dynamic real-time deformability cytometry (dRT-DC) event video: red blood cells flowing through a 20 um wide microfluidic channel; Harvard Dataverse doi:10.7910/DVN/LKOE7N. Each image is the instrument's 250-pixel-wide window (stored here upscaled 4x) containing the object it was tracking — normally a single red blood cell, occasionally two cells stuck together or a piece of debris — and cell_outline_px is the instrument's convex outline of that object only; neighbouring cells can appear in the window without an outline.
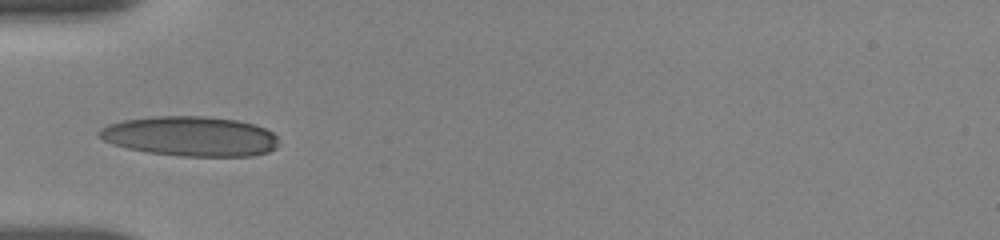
{"species": "human", "species_latin": "Homo sapiens", "temperature_condition": "room temperature", "stored_images_in_passage": 36, "camera_frame_rate_fps": 3000, "um_per_image_px": 0.085, "donor": {"sex": "female"}, "frame": {"image": 1, "passage_image": 1, "time_ms": 0.0, "image_size_px": [1000, 240], "cell_outline_px": [[280, 144], [276, 148], [268, 152], [252, 156], [180, 156], [148, 152], [128, 148], [112, 144], [104, 140], [96, 132], [100, 128], [108, 124], [124, 120], [152, 116], [204, 116], [236, 120], [256, 124], [272, 132], [276, 136]], "centroid_in_image_um": [16.2, 11.58], "position_along_channel_um": 68.8, "area_um2": 41.85}}
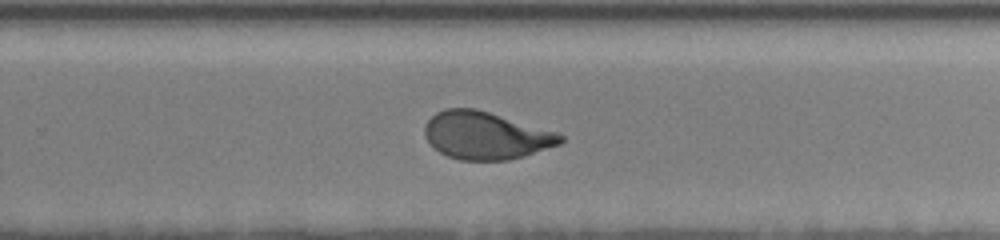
{"frame": {"image": 2, "passage_image": 22, "time_ms": 6.0, "image_size_px": [1000, 240], "cell_outline_px": [[564, 140], [560, 144], [524, 156], [508, 160], [460, 160], [448, 156], [440, 152], [424, 136], [424, 124], [436, 112], [444, 108], [476, 108], [556, 132], [564, 136]], "centroid_in_image_um": [41.28, 11.51], "position_along_channel_um": 288.5, "area_um2": 37.45}}
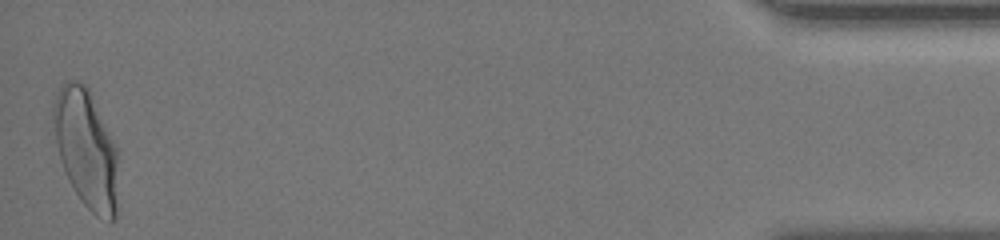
{"frame": {"image": 3, "passage_image": 36, "time_ms": 12.0, "image_size_px": [1000, 240], "cell_outline_px": [[120, 152], [116, 220], [108, 220], [96, 216], [80, 200], [64, 168], [60, 156], [56, 140], [52, 116], [52, 108], [60, 84], [68, 80], [76, 80], [84, 84], [88, 88]], "centroid_in_image_um": [7.38, 12.65], "position_along_channel_um": 427.8, "area_um2": 45.08}, "authors_computed_cell_mechanics": {"area_um2": 38.3214, "velocity_mm_per_s": 3.6752, "shape_relaxation_time_tau1_ms": 5.0053, "shape_relaxation_time_tau2_ms": 0.6416, "deformation_change_tau1": 0.1865, "deformation_change_tau2": 0.0707}}